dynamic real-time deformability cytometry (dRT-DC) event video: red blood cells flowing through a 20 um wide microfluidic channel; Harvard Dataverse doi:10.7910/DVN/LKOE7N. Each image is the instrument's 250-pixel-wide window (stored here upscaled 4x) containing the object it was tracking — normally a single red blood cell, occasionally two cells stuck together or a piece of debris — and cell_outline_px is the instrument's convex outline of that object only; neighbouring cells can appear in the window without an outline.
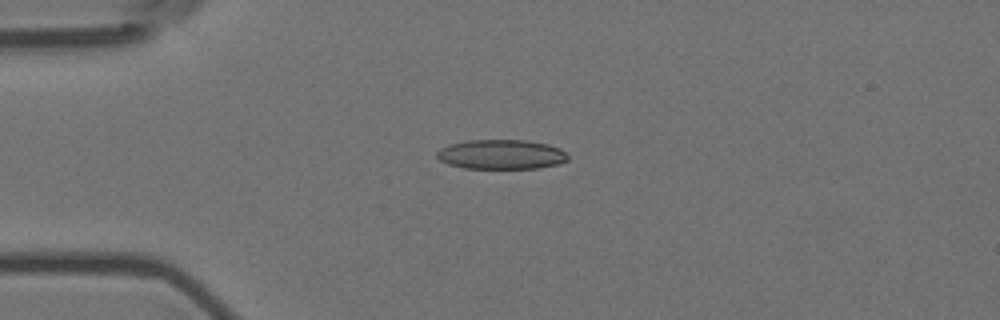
{"species": "Egyptian fruit bat (a non-hibernating species)", "species_latin": "Rousettus aegyptiacus", "temperature_condition": "room temperature", "stored_images_in_passage": 5, "camera_frame_rate_fps": 3000, "um_per_image_px": 0.085, "animal": {"sex": "female"}, "frame": {"image": 1, "passage_image": 4, "time_ms": 1.0, "image_size_px": [1000, 320], "cell_outline_px": [[568, 160], [556, 164], [540, 168], [464, 168], [448, 164], [440, 160], [436, 156], [436, 152], [440, 148], [448, 144], [468, 140], [524, 140], [548, 144], [560, 148], [568, 156]], "centroid_in_image_um": [42.58, 13.12], "position_along_channel_um": 42.4, "area_um2": 22.6}}